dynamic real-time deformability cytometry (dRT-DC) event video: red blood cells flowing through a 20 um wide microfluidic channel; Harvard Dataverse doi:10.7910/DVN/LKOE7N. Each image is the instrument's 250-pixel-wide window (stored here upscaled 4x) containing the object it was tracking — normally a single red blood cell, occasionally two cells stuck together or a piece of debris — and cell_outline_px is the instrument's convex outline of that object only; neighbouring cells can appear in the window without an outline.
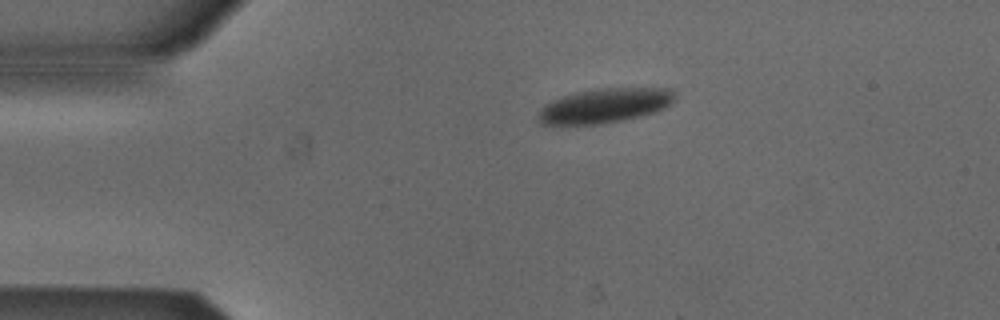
{"species": "Egyptian fruit bat (a non-hibernating species)", "species_latin": "Rousettus aegyptiacus", "temperature_condition": "cold", "stored_images_in_passage": 43, "camera_frame_rate_fps": 3000, "um_per_image_px": 0.085, "animal": {"sex": "male"}, "frame": {"image": 1, "passage_image": 1, "time_ms": 0.0, "image_size_px": [1000, 320], "cell_outline_px": [[676, 100], [672, 104], [656, 112], [620, 120], [596, 124], [540, 124], [536, 120], [536, 116], [540, 108], [544, 104], [552, 100], [576, 92], [600, 88], [676, 88]], "centroid_in_image_um": [51.43, 8.96], "position_along_channel_um": 33.6, "area_um2": 27.69}}
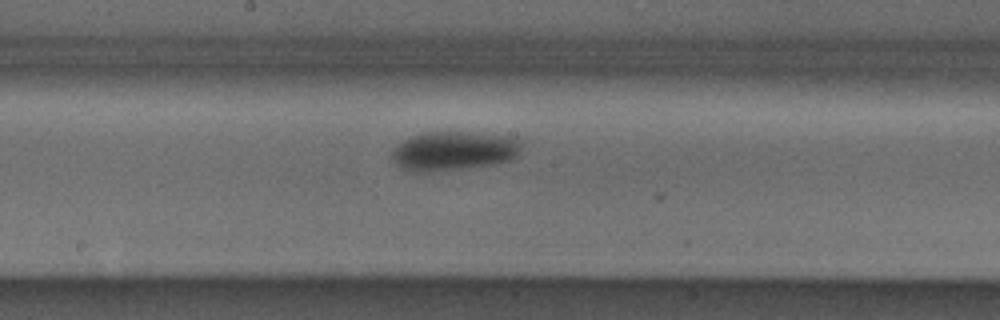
{"frame": {"image": 2, "passage_image": 18, "time_ms": 5.667, "image_size_px": [1000, 320], "cell_outline_px": [[528, 140], [520, 152], [516, 156], [508, 160], [492, 164], [432, 172], [412, 172], [400, 168], [396, 164], [392, 156], [392, 148], [404, 140], [412, 136], [424, 132], [468, 132], [524, 136]], "centroid_in_image_um": [38.68, 12.8], "position_along_channel_um": 209.5, "area_um2": 30.35}}
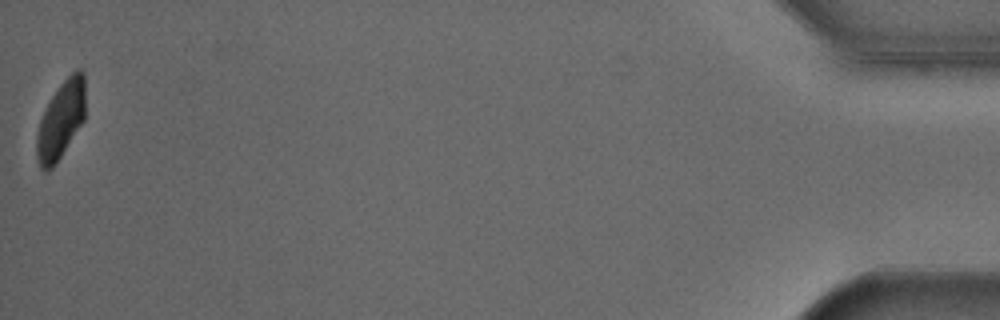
{"frame": {"image": 3, "passage_image": 43, "time_ms": 14.0, "image_size_px": [1000, 320], "cell_outline_px": [[84, 120], [52, 168], [48, 172], [44, 172], [40, 168], [36, 156], [36, 136], [40, 120], [52, 96], [60, 84], [76, 68], [80, 68], [84, 72]], "centroid_in_image_um": [5.16, 10.21], "position_along_channel_um": 430.0, "area_um2": 21.73}}